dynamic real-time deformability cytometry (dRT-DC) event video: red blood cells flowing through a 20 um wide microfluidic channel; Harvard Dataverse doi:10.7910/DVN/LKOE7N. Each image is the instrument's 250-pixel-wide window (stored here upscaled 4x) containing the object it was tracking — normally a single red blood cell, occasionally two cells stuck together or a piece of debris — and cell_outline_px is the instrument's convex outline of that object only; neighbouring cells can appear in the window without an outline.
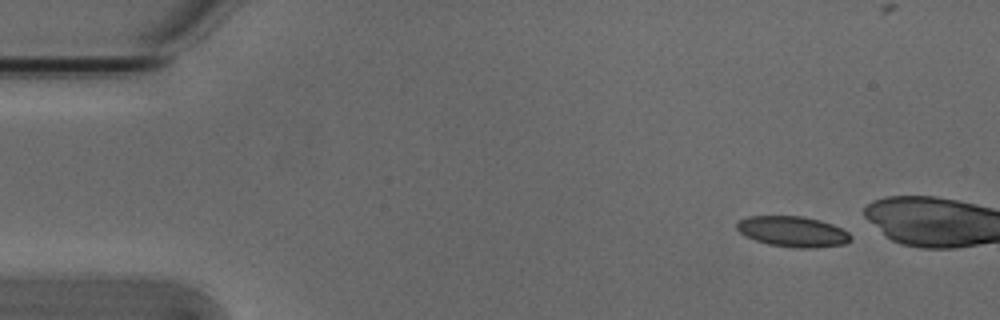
{"species": "Egyptian fruit bat (a non-hibernating species)", "species_latin": "Rousettus aegyptiacus", "temperature_condition": "cold", "stored_images_in_passage": 3, "camera_frame_rate_fps": 3000, "um_per_image_px": 0.085, "animal": {"sex": "male"}, "frame": {"image": 1, "passage_image": 1, "time_ms": 0.0, "image_size_px": [1000, 320], "cell_outline_px": [[852, 240], [844, 244], [816, 248], [792, 248], [768, 244], [744, 236], [736, 228], [736, 220], [748, 216], [804, 216], [820, 220], [832, 224], [848, 232], [852, 236]], "centroid_in_image_um": [67.37, 19.68], "position_along_channel_um": 17.6, "area_um2": 20.58}}